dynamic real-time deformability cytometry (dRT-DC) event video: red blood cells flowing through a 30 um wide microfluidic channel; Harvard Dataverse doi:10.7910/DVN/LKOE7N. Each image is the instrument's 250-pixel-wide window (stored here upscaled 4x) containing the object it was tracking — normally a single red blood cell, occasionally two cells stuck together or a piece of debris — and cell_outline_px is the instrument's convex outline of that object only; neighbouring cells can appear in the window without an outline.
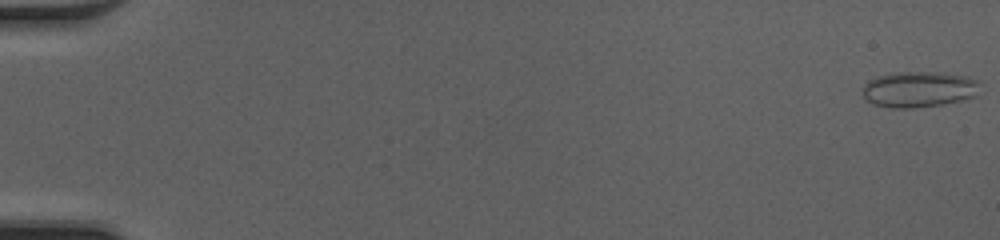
{"species": "common noctule bat (a hibernating species)", "species_latin": "Nyctalus noctula", "temperature_condition": "cold", "stored_images_in_passage": 50, "camera_frame_rate_fps": 3000, "um_per_image_px": 0.085, "animal": {"sex": "female", "body_mass_g": 20.0, "forearm_length_mm": 54.0}, "frame": {"image": 1, "passage_image": 1, "time_ms": 0.0, "image_size_px": [1000, 240], "cell_outline_px": [[980, 80], [976, 96], [944, 104], [912, 108], [892, 108], [872, 104], [864, 100], [864, 84], [868, 80], [876, 76], [896, 72], [940, 72], [968, 76]], "centroid_in_image_um": [78.1, 7.58], "position_along_channel_um": 6.9, "area_um2": 24.8}}
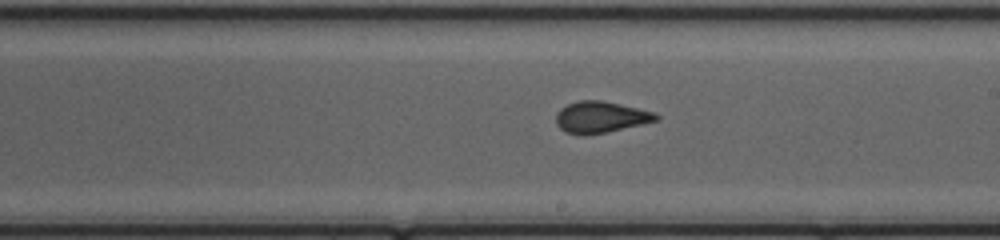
{"frame": {"image": 2, "passage_image": 30, "time_ms": 9.667, "image_size_px": [1000, 240], "cell_outline_px": [[660, 120], [604, 132], [584, 136], [580, 136], [564, 132], [556, 124], [556, 112], [560, 108], [568, 104], [580, 100], [600, 100], [620, 104], [656, 112], [660, 116]], "centroid_in_image_um": [51.04, 9.96], "position_along_channel_um": 238.0, "area_um2": 18.44}}
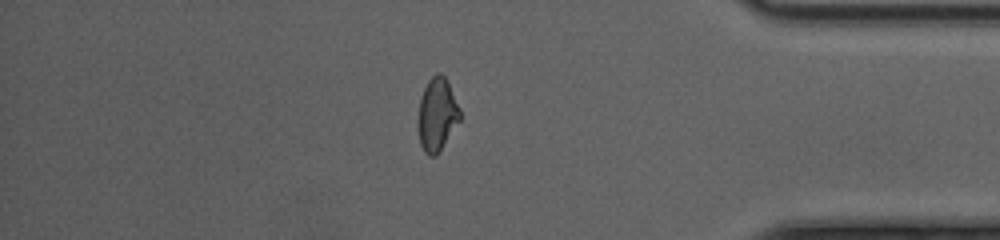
{"frame": {"image": 3, "passage_image": 43, "time_ms": 14.0, "image_size_px": [1000, 240], "cell_outline_px": [[460, 120], [440, 152], [436, 156], [428, 156], [424, 152], [420, 144], [420, 96], [428, 80], [436, 72], [440, 72], [444, 76], [460, 108]], "centroid_in_image_um": [37.17, 9.75], "position_along_channel_um": 398.0, "area_um2": 17.51}}